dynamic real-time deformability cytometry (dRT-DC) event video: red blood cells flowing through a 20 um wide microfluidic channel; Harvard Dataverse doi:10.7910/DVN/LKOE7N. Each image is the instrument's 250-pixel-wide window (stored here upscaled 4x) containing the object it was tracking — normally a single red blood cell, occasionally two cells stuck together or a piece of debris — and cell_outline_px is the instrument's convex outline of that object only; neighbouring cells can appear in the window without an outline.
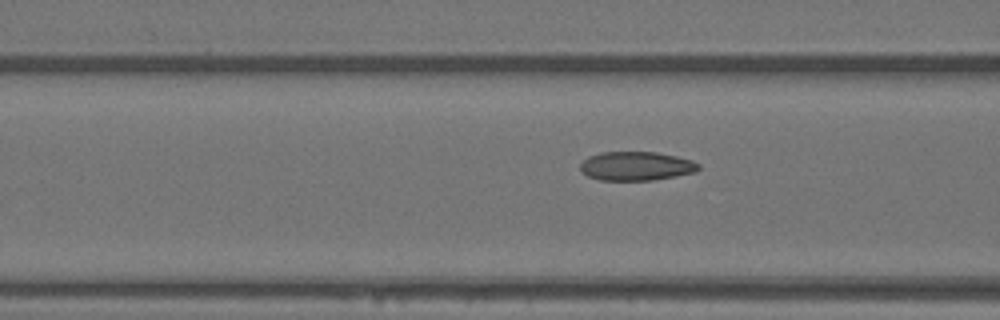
{"species": "Egyptian fruit bat (a non-hibernating species)", "species_latin": "Rousettus aegyptiacus", "temperature_condition": "warm", "stored_images_in_passage": 8, "camera_frame_rate_fps": 3000, "um_per_image_px": 0.085, "animal": {"sex": "female"}, "frame": {"image": 1, "passage_image": 7, "time_ms": 2.0, "image_size_px": [1000, 320], "cell_outline_px": [[700, 168], [696, 172], [676, 176], [652, 180], [600, 180], [588, 176], [580, 172], [580, 164], [588, 156], [600, 152], [656, 152], [676, 156], [692, 160], [700, 164]], "centroid_in_image_um": [54.07, 14.11], "position_along_channel_um": 112.5, "area_um2": 20.06}}
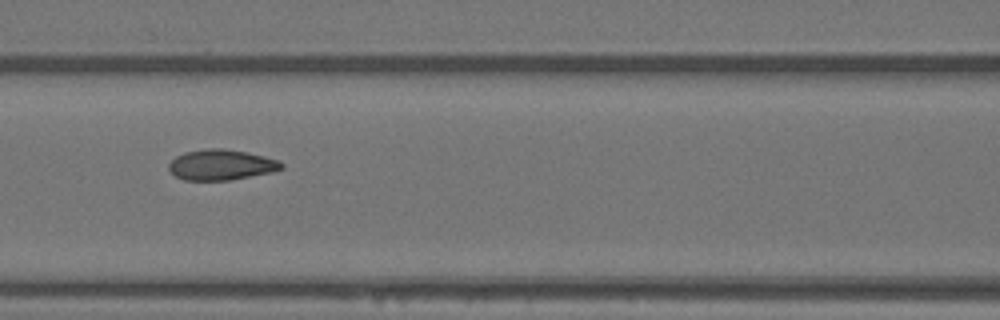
{"frame": {"image": 2, "passage_image": 8, "time_ms": 2.333, "image_size_px": [1000, 320], "cell_outline_px": [[284, 168], [272, 172], [228, 180], [184, 180], [176, 176], [168, 168], [168, 164], [176, 156], [184, 152], [204, 148], [224, 148], [248, 152], [280, 160], [284, 164]], "centroid_in_image_um": [18.82, 13.99], "position_along_channel_um": 147.8, "area_um2": 20.17}}